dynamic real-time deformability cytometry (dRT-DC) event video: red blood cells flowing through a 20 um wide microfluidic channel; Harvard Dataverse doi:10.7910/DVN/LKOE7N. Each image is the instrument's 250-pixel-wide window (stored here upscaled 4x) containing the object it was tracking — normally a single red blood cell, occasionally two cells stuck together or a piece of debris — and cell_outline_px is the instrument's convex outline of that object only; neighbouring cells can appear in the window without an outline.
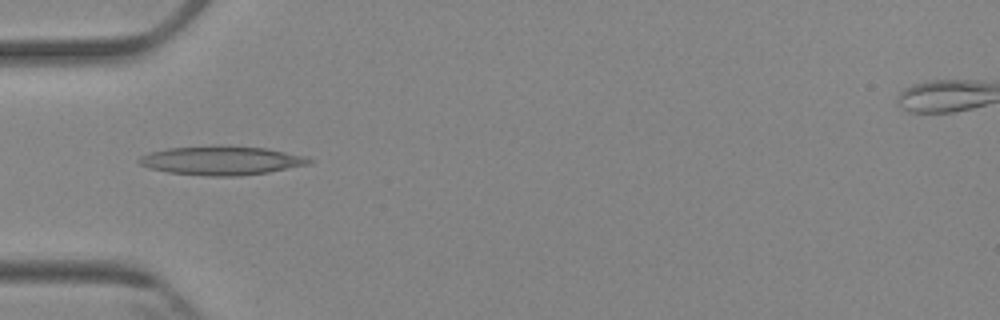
{"species": "Egyptian fruit bat (a non-hibernating species)", "species_latin": "Rousettus aegyptiacus", "temperature_condition": "cold", "stored_images_in_passage": 3, "camera_frame_rate_fps": 3000, "um_per_image_px": 0.085, "animal": {"sex": "female"}, "frame": {"image": 1, "passage_image": 1, "time_ms": 0.0, "image_size_px": [1000, 320], "cell_outline_px": [[312, 164], [268, 172], [240, 176], [208, 176], [168, 172], [152, 168], [140, 164], [136, 160], [140, 156], [148, 152], [168, 148], [220, 144], [268, 148], [308, 156], [312, 160]], "centroid_in_image_um": [18.86, 13.62], "position_along_channel_um": 66.1, "area_um2": 29.19}}
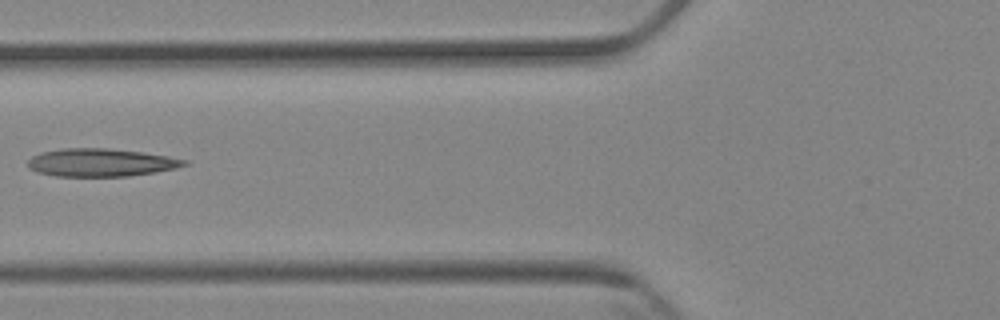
{"frame": {"image": 2, "passage_image": 2, "time_ms": 1.333, "image_size_px": [1000, 320], "cell_outline_px": [[192, 164], [176, 168], [156, 172], [128, 176], [56, 176], [36, 172], [28, 168], [28, 160], [32, 156], [40, 152], [60, 148], [108, 148], [144, 152], [168, 156], [188, 160]], "centroid_in_image_um": [8.6, 13.81], "position_along_channel_um": 117.2, "area_um2": 25.78}}
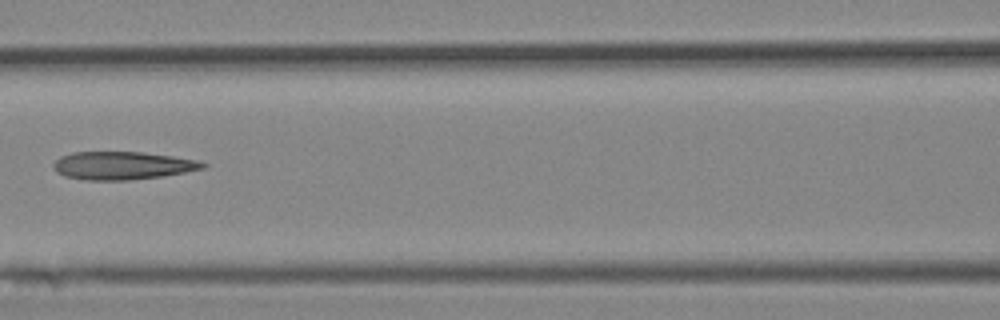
{"frame": {"image": 3, "passage_image": 3, "time_ms": 2.333, "image_size_px": [1000, 320], "cell_outline_px": [[208, 164], [204, 168], [164, 176], [128, 180], [84, 180], [64, 176], [56, 172], [52, 168], [52, 164], [60, 156], [72, 152], [144, 152], [200, 160]], "centroid_in_image_um": [10.39, 14.07], "position_along_channel_um": 156.2, "area_um2": 24.57}}